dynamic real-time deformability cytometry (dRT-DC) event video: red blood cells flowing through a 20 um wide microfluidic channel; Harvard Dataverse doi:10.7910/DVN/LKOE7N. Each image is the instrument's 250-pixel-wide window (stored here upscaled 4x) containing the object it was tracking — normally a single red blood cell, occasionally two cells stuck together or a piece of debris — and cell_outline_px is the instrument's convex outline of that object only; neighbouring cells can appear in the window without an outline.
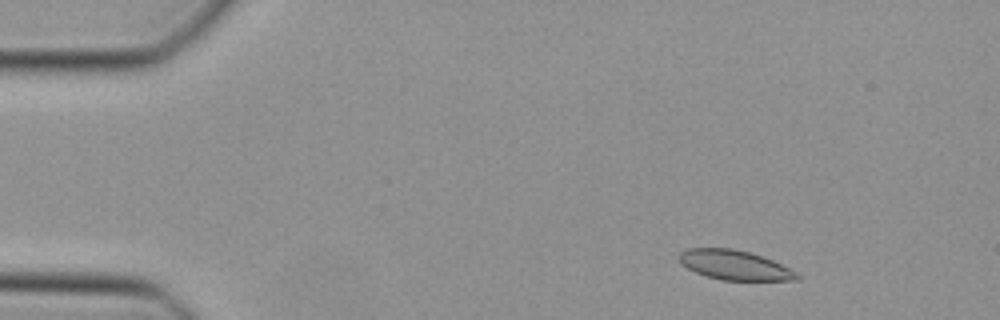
{"species": "Egyptian fruit bat (a non-hibernating species)", "species_latin": "Rousettus aegyptiacus", "temperature_condition": "cold", "stored_images_in_passage": 13, "camera_frame_rate_fps": 3000, "um_per_image_px": 0.085, "animal": {"sex": "female"}, "frame": {"image": 1, "passage_image": 5, "time_ms": 1.333, "image_size_px": [1000, 320], "cell_outline_px": [[800, 280], [720, 280], [696, 272], [680, 264], [676, 256], [680, 252], [688, 248], [732, 248], [764, 256], [796, 272], [800, 276]], "centroid_in_image_um": [62.4, 22.52], "position_along_channel_um": 22.6, "area_um2": 20.35}}